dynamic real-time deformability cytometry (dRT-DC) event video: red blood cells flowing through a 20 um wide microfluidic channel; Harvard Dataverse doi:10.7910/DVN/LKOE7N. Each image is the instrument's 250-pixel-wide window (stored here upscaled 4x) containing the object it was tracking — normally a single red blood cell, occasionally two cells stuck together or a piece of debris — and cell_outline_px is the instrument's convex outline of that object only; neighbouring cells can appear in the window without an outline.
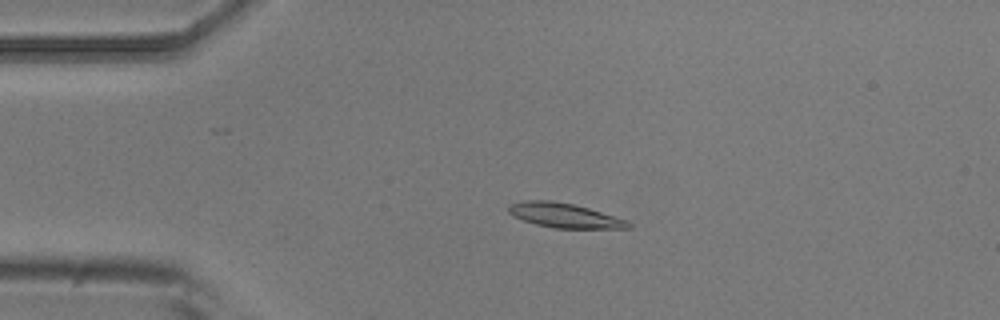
{"species": "common noctule bat (a hibernating species)", "species_latin": "Nyctalus noctula", "temperature_condition": "room temperature", "stored_images_in_passage": 53, "camera_frame_rate_fps": 3000, "um_per_image_px": 0.085, "animal": {"sex": "male", "body_mass_g": 20.5, "forearm_length_mm": 52.5}, "frame": {"image": 1, "passage_image": 11, "time_ms": 3.333, "image_size_px": [1000, 320], "cell_outline_px": [[632, 228], [556, 228], [536, 224], [512, 216], [508, 212], [508, 204], [524, 200], [552, 200], [572, 204], [588, 208], [616, 216], [628, 220], [632, 224]], "centroid_in_image_um": [47.98, 18.3], "position_along_channel_um": 37.0, "area_um2": 17.17}}
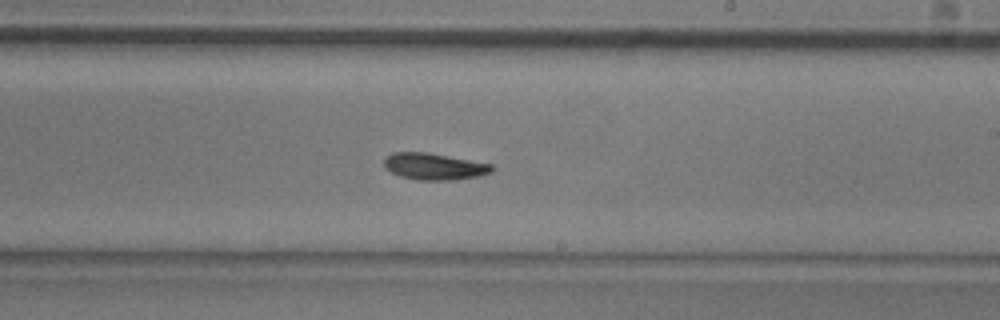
{"frame": {"image": 2, "passage_image": 31, "time_ms": 10.0, "image_size_px": [1000, 320], "cell_outline_px": [[496, 168], [492, 172], [480, 176], [452, 180], [420, 180], [400, 176], [384, 168], [384, 160], [392, 152], [428, 152], [492, 164]], "centroid_in_image_um": [36.94, 14.15], "position_along_channel_um": 252.1, "area_um2": 16.82}}
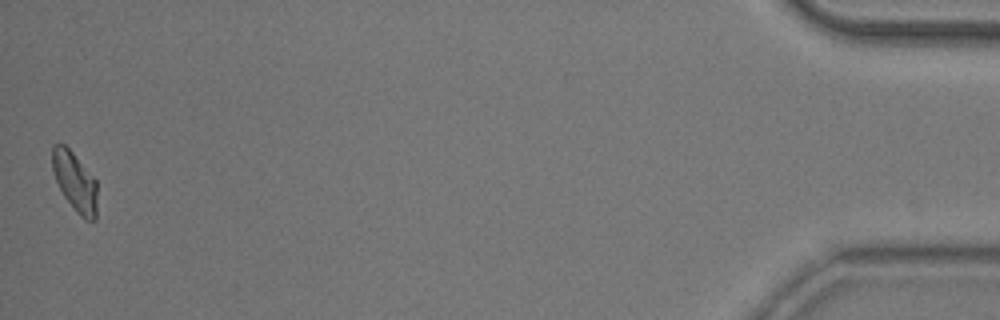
{"frame": {"image": 3, "passage_image": 53, "time_ms": 17.333, "image_size_px": [1000, 320], "cell_outline_px": [[96, 220], [84, 220], [76, 212], [64, 196], [56, 180], [52, 168], [52, 144], [64, 144], [72, 152], [96, 180]], "centroid_in_image_um": [6.36, 15.45], "position_along_channel_um": 428.8, "area_um2": 15.32}, "authors_computed_cell_mechanics": {"area_um2": 16.473, "velocity_mm_per_s": 3.7014, "shape_relaxation_time_tau1_ms": 4.5191, "shape_relaxation_time_tau2_ms": 7.1845, "deformation_change_tau1": 0.1453, "deformation_change_tau2": 0.1375}}